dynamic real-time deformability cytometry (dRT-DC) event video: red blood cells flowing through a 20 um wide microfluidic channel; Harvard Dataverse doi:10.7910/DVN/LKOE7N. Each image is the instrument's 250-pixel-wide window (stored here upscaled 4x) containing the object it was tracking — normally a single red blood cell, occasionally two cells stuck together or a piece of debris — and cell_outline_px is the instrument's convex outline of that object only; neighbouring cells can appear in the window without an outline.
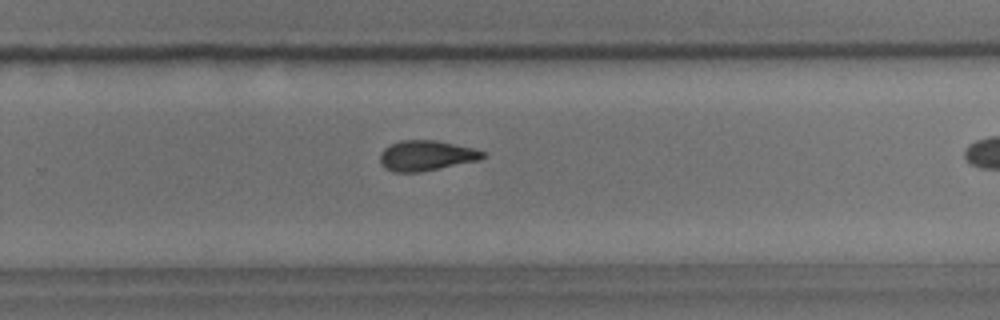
{"species": "common noctule bat (a hibernating species)", "species_latin": "Nyctalus noctula", "temperature_condition": "room temperature", "stored_images_in_passage": 24, "camera_frame_rate_fps": 3000, "um_per_image_px": 0.085, "animal": {"sex": "male", "body_mass_g": 15.6}, "frame": {"image": 1, "passage_image": 17, "time_ms": 5.333, "image_size_px": [1000, 320], "cell_outline_px": [[484, 156], [480, 160], [420, 172], [392, 172], [380, 160], [380, 152], [384, 148], [400, 140], [436, 140], [472, 148], [484, 152]], "centroid_in_image_um": [36.23, 13.22], "position_along_channel_um": 293.6, "area_um2": 17.86}}